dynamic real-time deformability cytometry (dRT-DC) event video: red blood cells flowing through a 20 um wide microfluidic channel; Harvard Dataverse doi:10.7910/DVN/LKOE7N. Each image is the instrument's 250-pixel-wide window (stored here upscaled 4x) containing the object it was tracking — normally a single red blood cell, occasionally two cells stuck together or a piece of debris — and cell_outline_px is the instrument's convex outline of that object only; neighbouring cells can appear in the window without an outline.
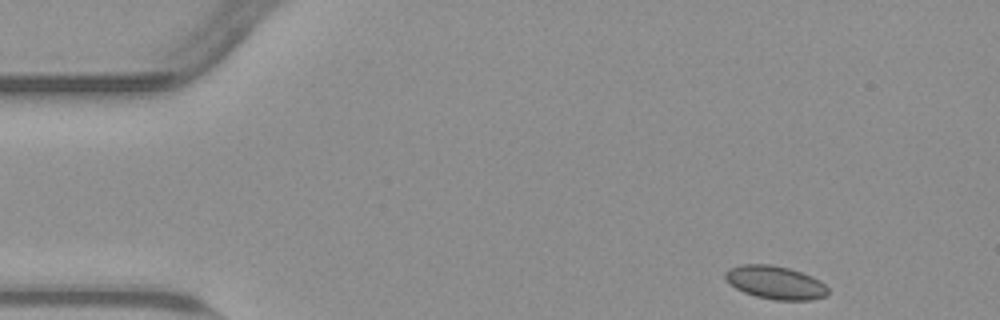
{"species": "common noctule bat (a hibernating species)", "species_latin": "Nyctalus noctula", "temperature_condition": "warm", "stored_images_in_passage": 50, "camera_frame_rate_fps": 3000, "um_per_image_px": 0.085, "animal": {"sex": "male", "body_mass_g": 23.1, "forearm_length_mm": 52.7}, "frame": {"image": 1, "passage_image": 1, "time_ms": 0.0, "image_size_px": [1000, 320], "cell_outline_px": [[828, 292], [824, 296], [812, 300], [776, 300], [756, 296], [744, 292], [736, 288], [724, 276], [724, 272], [728, 268], [740, 264], [768, 264], [788, 268], [812, 276], [820, 280], [828, 288]], "centroid_in_image_um": [65.9, 24.01], "position_along_channel_um": 19.1, "area_um2": 19.77}}
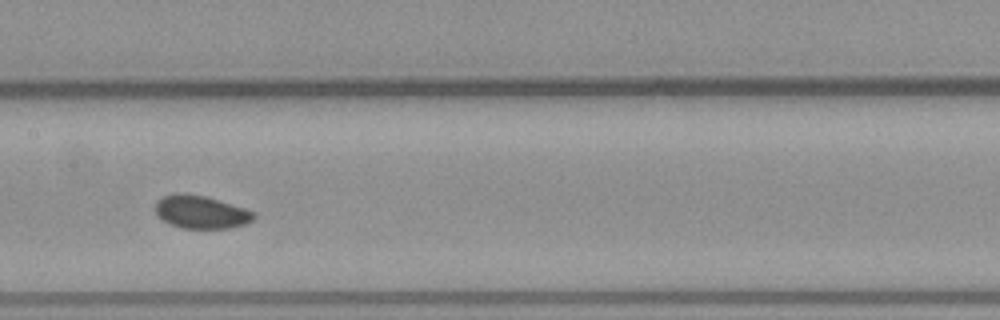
{"frame": {"image": 2, "passage_image": 22, "time_ms": 7.0, "image_size_px": [1000, 320], "cell_outline_px": [[256, 216], [252, 220], [244, 224], [228, 228], [180, 228], [164, 220], [156, 212], [156, 200], [164, 196], [204, 196], [244, 208], [256, 212]], "centroid_in_image_um": [17.14, 18.06], "position_along_channel_um": 190.3, "area_um2": 18.03}}
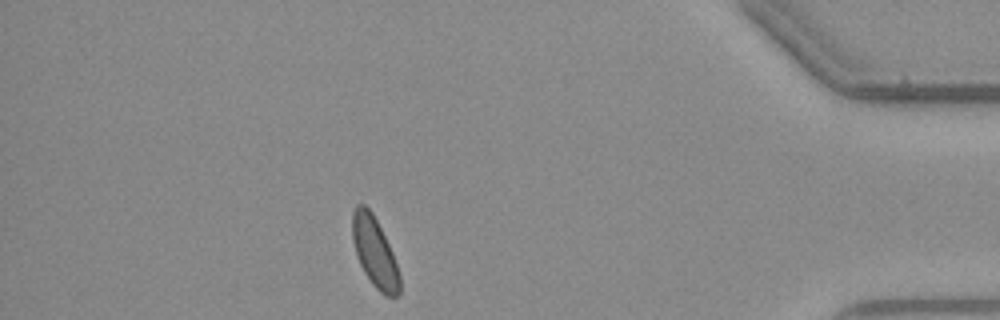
{"frame": {"image": 3, "passage_image": 43, "time_ms": 14.0, "image_size_px": [1000, 320], "cell_outline_px": [[400, 292], [396, 296], [388, 296], [380, 292], [372, 284], [364, 272], [356, 256], [352, 240], [352, 212], [356, 204], [364, 204], [372, 212], [392, 252], [400, 276]], "centroid_in_image_um": [31.82, 21.42], "position_along_channel_um": 403.4, "area_um2": 19.13}}